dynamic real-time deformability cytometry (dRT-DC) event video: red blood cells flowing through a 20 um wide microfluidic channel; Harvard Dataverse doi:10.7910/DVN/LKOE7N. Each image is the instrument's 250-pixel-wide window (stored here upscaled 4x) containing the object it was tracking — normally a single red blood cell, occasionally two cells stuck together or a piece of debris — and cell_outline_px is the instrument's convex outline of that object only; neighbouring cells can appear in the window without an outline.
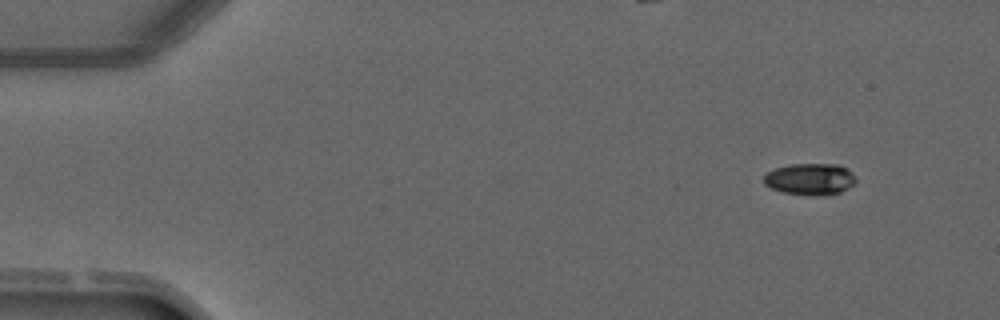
{"species": "common noctule bat (a hibernating species)", "species_latin": "Nyctalus noctula", "temperature_condition": "warm", "stored_images_in_passage": 4, "camera_frame_rate_fps": 3000, "um_per_image_px": 0.085, "animal": {"sex": "male", "forearm_length_mm": 52.5}, "frame": {"image": 1, "passage_image": 1, "time_ms": 0.0, "image_size_px": [1000, 320], "cell_outline_px": [[856, 180], [848, 188], [840, 192], [784, 192], [772, 188], [764, 184], [764, 176], [768, 172], [776, 168], [788, 164], [840, 164], [848, 168], [856, 176]], "centroid_in_image_um": [68.87, 15.14], "position_along_channel_um": 16.1, "area_um2": 16.13}}
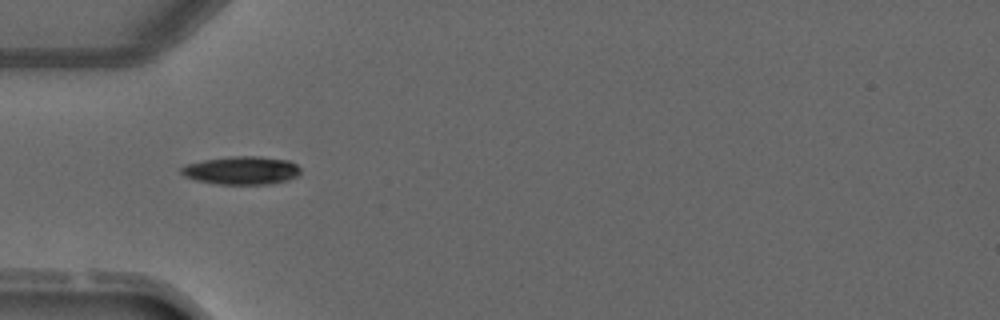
{"frame": {"image": 2, "passage_image": 4, "time_ms": 3.333, "image_size_px": [1000, 320], "cell_outline_px": [[300, 172], [296, 176], [288, 180], [268, 184], [216, 184], [196, 180], [184, 176], [180, 172], [180, 168], [184, 164], [204, 160], [236, 156], [260, 156], [288, 160], [296, 164], [300, 168]], "centroid_in_image_um": [20.51, 14.48], "position_along_channel_um": 64.5, "area_um2": 19.59}}